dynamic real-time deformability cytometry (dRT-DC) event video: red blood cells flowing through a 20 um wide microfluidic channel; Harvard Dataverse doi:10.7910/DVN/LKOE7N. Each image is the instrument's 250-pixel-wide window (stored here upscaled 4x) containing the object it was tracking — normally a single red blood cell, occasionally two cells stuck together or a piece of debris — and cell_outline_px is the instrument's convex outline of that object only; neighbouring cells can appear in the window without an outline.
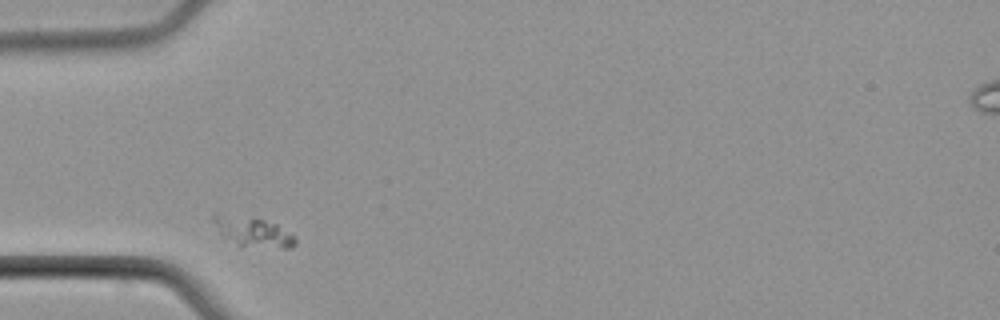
{"species": "common noctule bat (a hibernating species)", "species_latin": "Nyctalus noctula", "temperature_condition": "cold", "stored_images_in_passage": 1, "camera_frame_rate_fps": 3000, "um_per_image_px": 0.085, "animal": {"sex": "male", "body_mass_g": 21.5, "forearm_length_mm": 52.0}, "frame": {"image": 1, "passage_image": 1, "time_ms": 0.0, "image_size_px": [1000, 320], "cell_outline_px": [[296, 244], [292, 248], [240, 248], [224, 236], [220, 232], [212, 220], [212, 212], [216, 212], [264, 220], [276, 224], [296, 236]], "centroid_in_image_um": [21.5, 19.73], "position_along_channel_um": 63.5, "area_um2": 14.57}}